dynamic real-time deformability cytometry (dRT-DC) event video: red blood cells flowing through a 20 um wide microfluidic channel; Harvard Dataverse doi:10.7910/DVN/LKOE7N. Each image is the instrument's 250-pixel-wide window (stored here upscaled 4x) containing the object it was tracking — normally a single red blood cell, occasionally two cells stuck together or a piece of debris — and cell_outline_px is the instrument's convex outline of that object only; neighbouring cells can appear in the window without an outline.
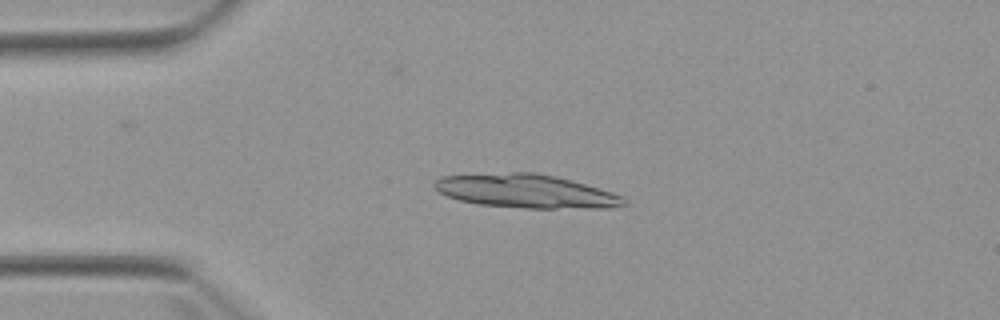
{"species": "Egyptian fruit bat (a non-hibernating species)", "species_latin": "Rousettus aegyptiacus", "temperature_condition": "warm", "stored_images_in_passage": 4, "camera_frame_rate_fps": 3000, "um_per_image_px": 0.085, "animal": {"sex": "female"}, "frame": {"image": 1, "passage_image": 3, "time_ms": 2.667, "image_size_px": [1000, 320], "cell_outline_px": [[628, 204], [612, 208], [524, 208], [480, 204], [460, 200], [448, 196], [440, 192], [432, 184], [440, 176], [512, 172], [532, 172], [556, 176], [600, 188], [612, 192], [628, 200]], "centroid_in_image_um": [44.75, 16.25], "position_along_channel_um": 40.3, "area_um2": 37.05}}